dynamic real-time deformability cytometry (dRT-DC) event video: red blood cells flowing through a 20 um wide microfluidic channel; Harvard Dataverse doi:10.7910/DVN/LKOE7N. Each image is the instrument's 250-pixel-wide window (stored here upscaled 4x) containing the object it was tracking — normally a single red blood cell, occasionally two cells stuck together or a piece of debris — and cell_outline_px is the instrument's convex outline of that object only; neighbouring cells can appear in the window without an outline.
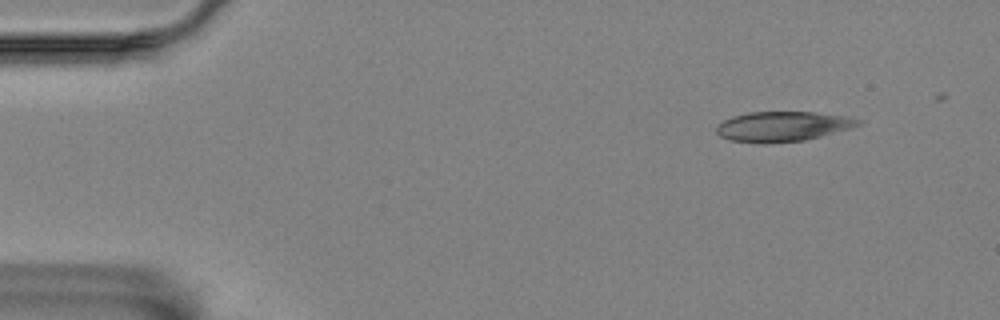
{"species": "Egyptian fruit bat (a non-hibernating species)", "species_latin": "Rousettus aegyptiacus", "temperature_condition": "room temperature", "stored_images_in_passage": 4, "camera_frame_rate_fps": 3000, "um_per_image_px": 0.085, "animal": {"sex": "female"}, "frame": {"image": 1, "passage_image": 1, "time_ms": 0.0, "image_size_px": [1000, 320], "cell_outline_px": [[864, 124], [820, 136], [804, 140], [732, 140], [720, 136], [716, 132], [716, 124], [732, 116], [748, 112], [812, 112], [848, 116], [860, 120]], "centroid_in_image_um": [66.56, 10.68], "position_along_channel_um": 18.4, "area_um2": 23.7}}
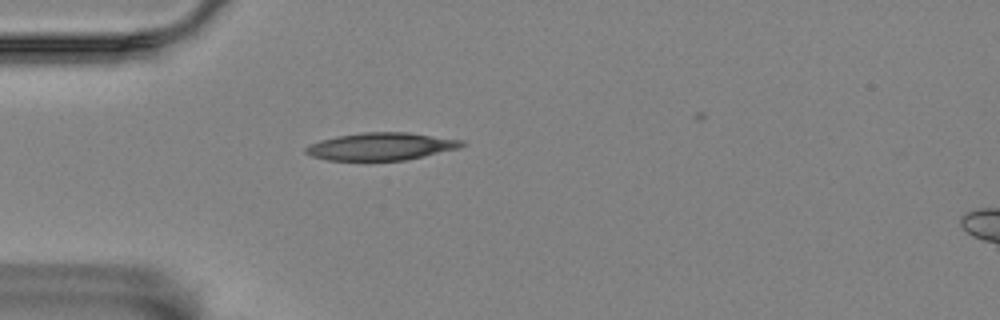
{"frame": {"image": 2, "passage_image": 4, "time_ms": 3.333, "image_size_px": [1000, 320], "cell_outline_px": [[468, 144], [460, 148], [424, 156], [404, 160], [328, 160], [312, 156], [304, 152], [304, 148], [320, 140], [336, 136], [360, 132], [408, 132], [464, 140]], "centroid_in_image_um": [32.43, 12.44], "position_along_channel_um": 52.6, "area_um2": 25.09}}